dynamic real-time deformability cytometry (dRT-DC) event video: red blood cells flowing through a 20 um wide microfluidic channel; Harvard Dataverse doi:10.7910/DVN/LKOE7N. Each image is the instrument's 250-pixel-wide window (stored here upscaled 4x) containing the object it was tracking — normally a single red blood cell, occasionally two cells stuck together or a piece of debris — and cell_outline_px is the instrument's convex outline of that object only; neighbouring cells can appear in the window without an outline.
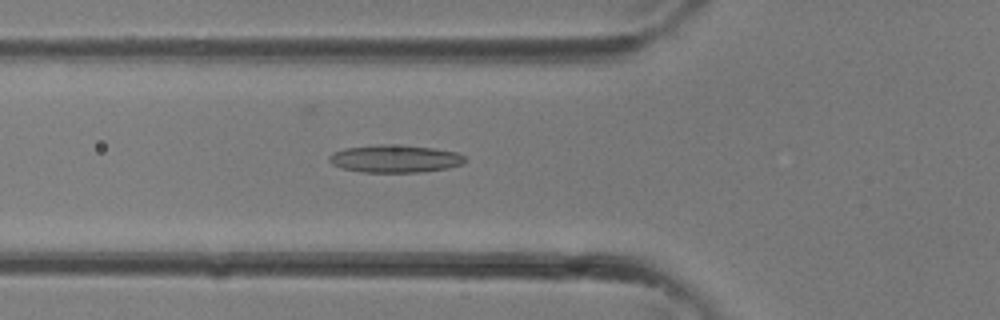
{"species": "common noctule bat (a hibernating species)", "species_latin": "Nyctalus noctula", "temperature_condition": "room temperature", "stored_images_in_passage": 29, "camera_frame_rate_fps": 3000, "um_per_image_px": 0.085, "animal": {"sex": "female"}, "frame": {"image": 1, "passage_image": 7, "time_ms": 2.0, "image_size_px": [1000, 320], "cell_outline_px": [[468, 160], [464, 164], [448, 168], [420, 172], [360, 172], [340, 168], [332, 164], [328, 160], [328, 156], [332, 152], [344, 148], [376, 144], [388, 144], [432, 148], [456, 152], [464, 156]], "centroid_in_image_um": [33.54, 13.49], "position_along_channel_um": 92.3, "area_um2": 22.08}}
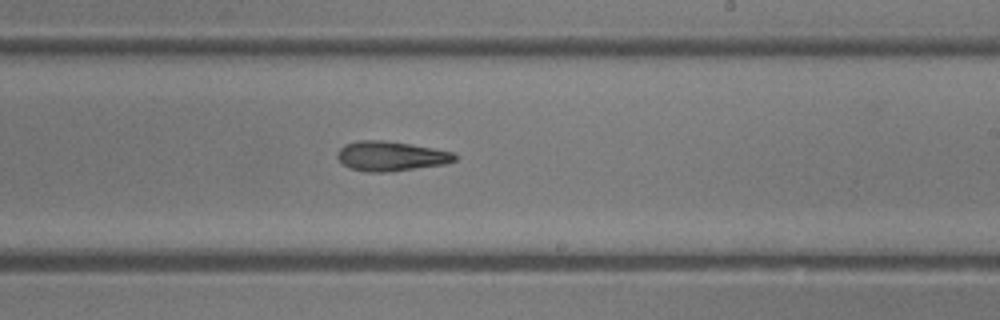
{"frame": {"image": 2, "passage_image": 15, "time_ms": 4.667, "image_size_px": [1000, 320], "cell_outline_px": [[456, 160], [444, 164], [388, 172], [368, 172], [348, 168], [336, 156], [336, 152], [344, 144], [356, 140], [384, 140], [432, 148], [452, 152], [456, 156]], "centroid_in_image_um": [33.16, 13.27], "position_along_channel_um": 255.8, "area_um2": 20.23}}
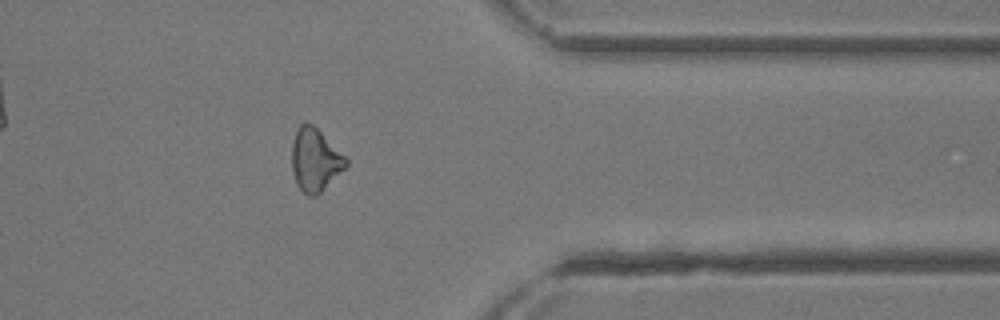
{"frame": {"image": 3, "passage_image": 22, "time_ms": 7.0, "image_size_px": [1000, 320], "cell_outline_px": [[348, 164], [316, 196], [308, 196], [296, 184], [292, 172], [292, 144], [296, 132], [300, 124], [312, 124], [348, 160]], "centroid_in_image_um": [26.75, 13.62], "position_along_channel_um": 384.7, "area_um2": 19.19}}